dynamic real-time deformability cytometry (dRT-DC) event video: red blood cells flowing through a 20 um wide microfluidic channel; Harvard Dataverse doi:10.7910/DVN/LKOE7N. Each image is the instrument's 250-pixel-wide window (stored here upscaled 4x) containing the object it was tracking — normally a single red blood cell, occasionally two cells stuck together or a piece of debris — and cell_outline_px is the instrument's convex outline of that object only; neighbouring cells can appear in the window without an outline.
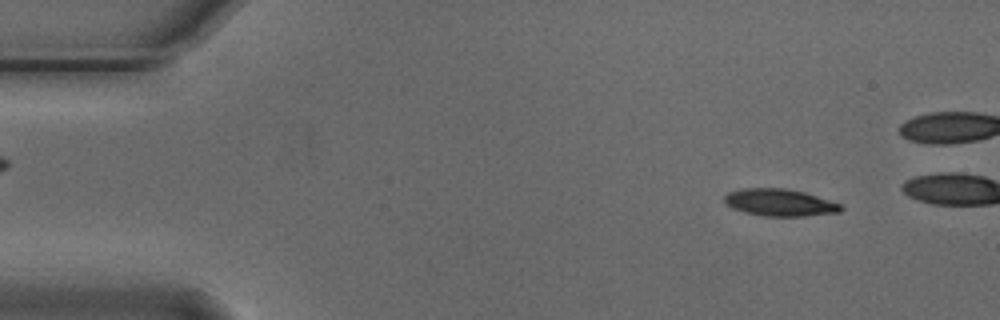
{"species": "Egyptian fruit bat (a non-hibernating species)", "species_latin": "Rousettus aegyptiacus", "temperature_condition": "cold", "stored_images_in_passage": 13, "camera_frame_rate_fps": 3000, "um_per_image_px": 0.085, "animal": {"sex": "male"}, "frame": {"image": 1, "passage_image": 6, "time_ms": 1.667, "image_size_px": [1000, 320], "cell_outline_px": [[844, 208], [840, 212], [804, 216], [764, 216], [744, 212], [732, 208], [724, 200], [724, 196], [728, 192], [740, 188], [788, 188], [804, 192], [840, 204]], "centroid_in_image_um": [66.26, 17.21], "position_along_channel_um": 18.7, "area_um2": 18.38}}